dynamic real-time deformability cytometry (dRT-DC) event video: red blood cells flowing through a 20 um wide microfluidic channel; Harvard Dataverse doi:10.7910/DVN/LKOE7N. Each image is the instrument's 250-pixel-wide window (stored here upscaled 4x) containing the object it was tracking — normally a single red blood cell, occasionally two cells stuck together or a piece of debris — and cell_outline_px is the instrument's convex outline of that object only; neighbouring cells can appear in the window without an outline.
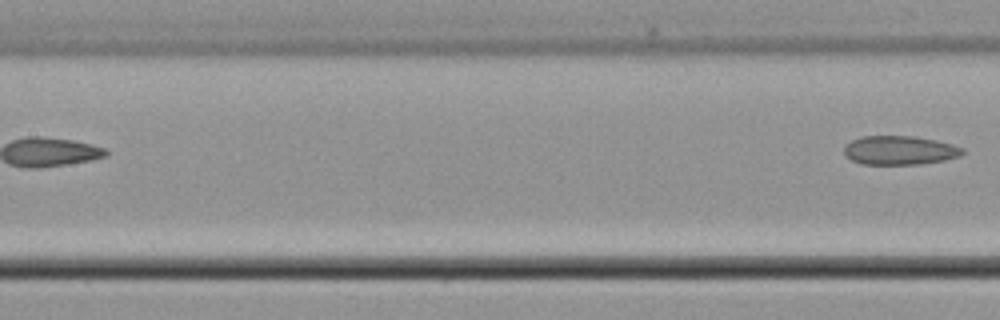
{"species": "common noctule bat (a hibernating species)", "species_latin": "Nyctalus noctula", "temperature_condition": "cold", "stored_images_in_passage": 4, "segment_of_instrument_passage": [2, 2], "camera_frame_rate_fps": 3000, "um_per_image_px": 0.085, "animal": {"sex": "male", "body_mass_g": 21.5, "forearm_length_mm": 52.0}, "frame": {"image": 1, "passage_image": 4, "time_ms": 3.667, "image_size_px": [1000, 320], "cell_outline_px": [[964, 152], [960, 156], [944, 160], [920, 164], [860, 164], [844, 156], [844, 144], [860, 136], [916, 136], [936, 140], [952, 144], [964, 148]], "centroid_in_image_um": [76.44, 12.77], "position_along_channel_um": 131.0, "area_um2": 20.17}}